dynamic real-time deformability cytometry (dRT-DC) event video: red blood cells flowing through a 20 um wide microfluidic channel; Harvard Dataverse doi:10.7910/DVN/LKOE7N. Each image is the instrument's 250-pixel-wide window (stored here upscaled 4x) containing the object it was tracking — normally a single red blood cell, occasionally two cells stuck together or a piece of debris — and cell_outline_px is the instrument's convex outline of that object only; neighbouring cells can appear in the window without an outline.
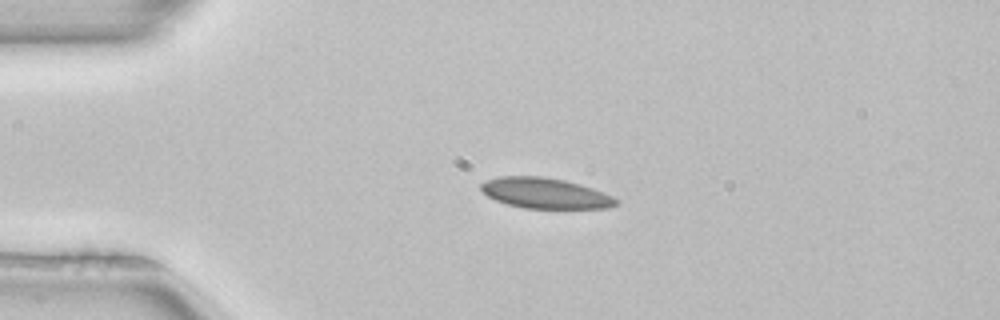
{"species": "common noctule bat (a hibernating species)", "species_latin": "Nyctalus noctula", "temperature_condition": "room temperature", "stored_images_in_passage": 3, "camera_frame_rate_fps": 3000, "um_per_image_px": 0.085, "animal": {"sex": "female", "body_mass_g": 22.7, "forearm_length_mm": 54.2}, "frame": {"image": 1, "passage_image": 1, "time_ms": 0.0, "image_size_px": [1000, 320], "cell_outline_px": [[620, 204], [608, 208], [524, 208], [508, 204], [496, 200], [488, 196], [480, 188], [480, 184], [484, 180], [500, 176], [544, 176], [564, 180], [580, 184], [604, 192], [620, 200]], "centroid_in_image_um": [46.36, 16.41], "position_along_channel_um": 38.6, "area_um2": 24.16}}